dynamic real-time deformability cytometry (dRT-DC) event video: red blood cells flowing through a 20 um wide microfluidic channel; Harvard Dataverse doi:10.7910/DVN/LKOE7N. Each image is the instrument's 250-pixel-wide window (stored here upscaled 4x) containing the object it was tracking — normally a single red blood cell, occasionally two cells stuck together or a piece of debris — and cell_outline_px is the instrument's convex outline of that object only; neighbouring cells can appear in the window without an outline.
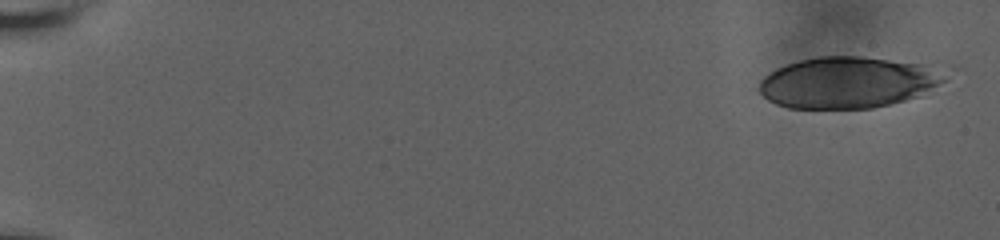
{"species": "human", "species_latin": "Homo sapiens", "temperature_condition": "room temperature", "stored_images_in_passage": 11, "camera_frame_rate_fps": 3000, "um_per_image_px": 0.085, "donor": {"sex": "male"}, "frame": {"image": 1, "passage_image": 1, "time_ms": 0.0, "image_size_px": [1000, 240], "cell_outline_px": [[948, 80], [920, 96], [872, 108], [788, 108], [776, 104], [768, 100], [760, 92], [760, 80], [764, 76], [776, 68], [800, 60], [820, 56], [864, 56], [924, 64]], "centroid_in_image_um": [72.02, 7.01], "position_along_channel_um": 13.0, "area_um2": 55.08}}
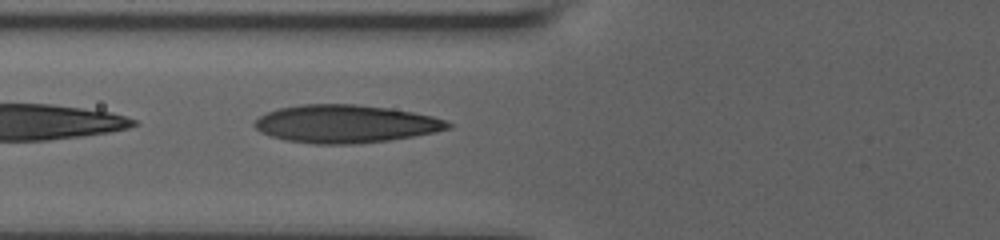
{"frame": {"image": 2, "passage_image": 11, "time_ms": 8.0, "image_size_px": [1000, 240], "cell_outline_px": [[452, 128], [436, 132], [388, 140], [352, 144], [312, 144], [284, 140], [260, 132], [252, 124], [260, 116], [268, 112], [280, 108], [300, 104], [356, 104], [388, 108], [412, 112], [432, 116], [444, 120], [452, 124]], "centroid_in_image_um": [29.36, 10.53], "position_along_channel_um": 96.4, "area_um2": 42.66}}